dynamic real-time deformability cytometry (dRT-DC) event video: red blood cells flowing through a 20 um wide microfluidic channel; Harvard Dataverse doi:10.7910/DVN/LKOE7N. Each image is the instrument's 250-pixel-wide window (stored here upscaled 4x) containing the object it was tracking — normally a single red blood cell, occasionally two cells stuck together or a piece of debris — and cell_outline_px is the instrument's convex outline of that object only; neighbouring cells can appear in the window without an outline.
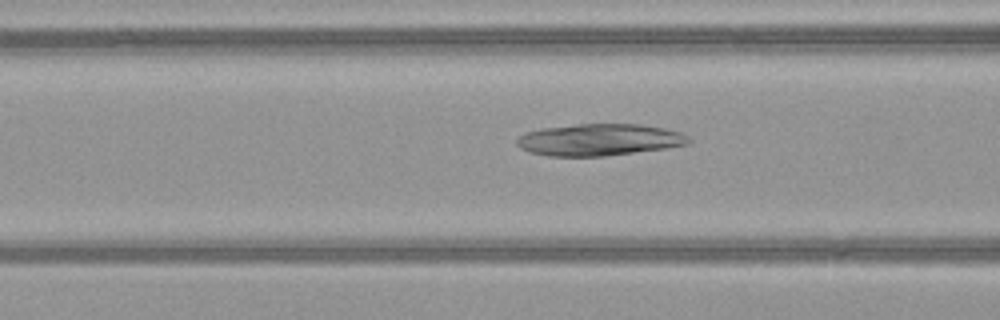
{"species": "common noctule bat (a hibernating species)", "species_latin": "Nyctalus noctula", "temperature_condition": "warm", "stored_images_in_passage": 36, "camera_frame_rate_fps": 3000, "um_per_image_px": 0.085, "animal": {"sex": "female", "body_mass_g": 21.9}, "frame": {"image": 1, "passage_image": 15, "time_ms": 4.667, "image_size_px": [1000, 320], "cell_outline_px": [[692, 140], [688, 144], [668, 148], [604, 156], [548, 156], [528, 152], [520, 148], [516, 144], [516, 140], [524, 132], [540, 128], [576, 124], [640, 124], [664, 128], [680, 132], [688, 136]], "centroid_in_image_um": [50.92, 11.88], "position_along_channel_um": 115.7, "area_um2": 32.14}}
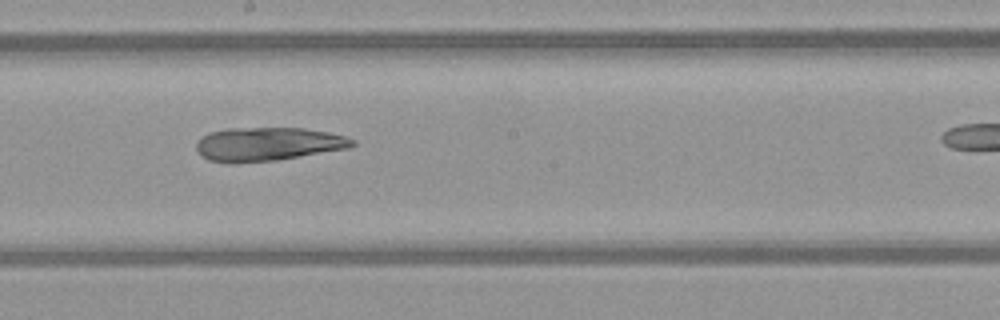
{"frame": {"image": 2, "passage_image": 23, "time_ms": 7.333, "image_size_px": [1000, 320], "cell_outline_px": [[356, 144], [348, 148], [276, 160], [228, 164], [208, 160], [200, 156], [196, 152], [196, 144], [208, 132], [228, 128], [304, 128], [328, 132], [344, 136], [356, 140]], "centroid_in_image_um": [22.72, 12.25], "position_along_channel_um": 225.5, "area_um2": 30.69}}
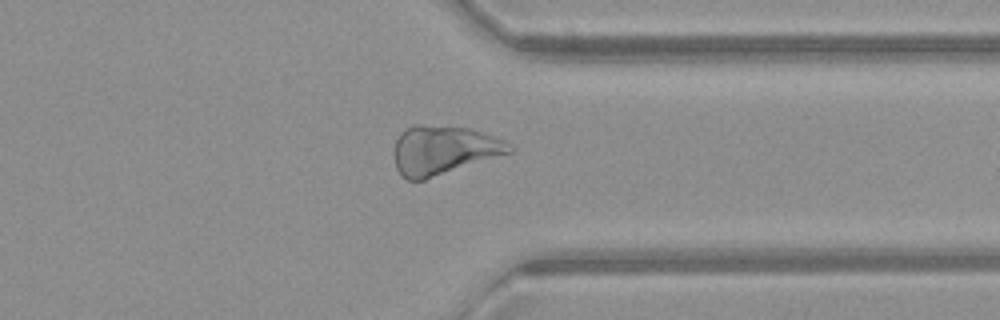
{"frame": {"image": 3, "passage_image": 34, "time_ms": 11.0, "image_size_px": [1000, 320], "cell_outline_px": [[516, 148], [512, 152], [424, 180], [408, 180], [396, 168], [392, 152], [396, 140], [400, 132], [404, 128], [412, 124], [420, 124], [468, 128], [496, 136], [512, 144]], "centroid_in_image_um": [37.69, 12.74], "position_along_channel_um": 373.7, "area_um2": 33.23}}